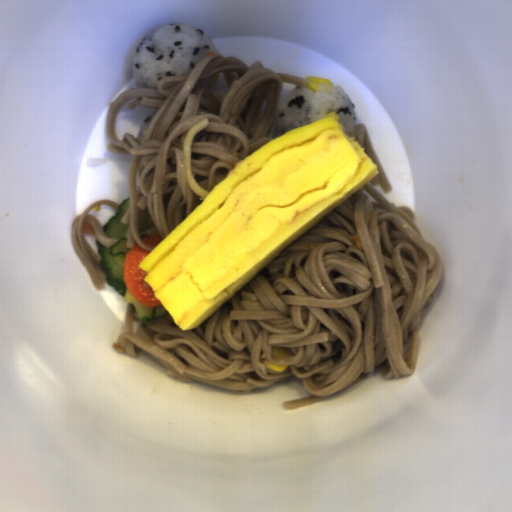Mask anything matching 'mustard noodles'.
I'll list each match as a JSON object with an SVG mask.
<instances>
[{"instance_id": "0af2e427", "label": "mustard noodles", "mask_w": 512, "mask_h": 512, "mask_svg": "<svg viewBox=\"0 0 512 512\" xmlns=\"http://www.w3.org/2000/svg\"><path fill=\"white\" fill-rule=\"evenodd\" d=\"M354 142L379 173L304 232L196 328L182 330L170 312L143 327L127 304L113 348L145 351L179 382L250 392L292 378L311 396L283 402L312 406L372 372L414 374L425 310L443 278L441 254L412 208L395 207L393 188L366 125ZM282 347L284 359L271 357ZM289 365L284 372L264 360Z\"/></svg>"}, {"instance_id": "7f7daa86", "label": "mustard noodles", "mask_w": 512, "mask_h": 512, "mask_svg": "<svg viewBox=\"0 0 512 512\" xmlns=\"http://www.w3.org/2000/svg\"><path fill=\"white\" fill-rule=\"evenodd\" d=\"M306 78L273 72L260 61L251 65L219 52L199 60L188 74L165 77L155 87L135 85L118 94L108 107L107 150L130 154V208L126 246L147 247L143 239L162 240L206 199L236 163L282 136L277 129L284 84L306 86ZM130 108L155 109L143 135L114 134L116 116ZM148 209L154 228L140 233Z\"/></svg>"}, {"instance_id": "964a15a8", "label": "mustard noodles", "mask_w": 512, "mask_h": 512, "mask_svg": "<svg viewBox=\"0 0 512 512\" xmlns=\"http://www.w3.org/2000/svg\"><path fill=\"white\" fill-rule=\"evenodd\" d=\"M97 205H103L111 207L118 213V207L121 205L116 201L109 199H99L85 209L80 215L75 217L71 223L70 238L73 249L80 261L87 270L90 278L92 279L97 290H104L106 282V271L103 266L100 265V256L93 249L90 243L87 241L85 234H82V224L88 223L91 225L96 240L99 241L100 245L109 248L113 247L119 238H108L103 232L104 226L102 223L92 214H89L92 209Z\"/></svg>"}]
</instances>
